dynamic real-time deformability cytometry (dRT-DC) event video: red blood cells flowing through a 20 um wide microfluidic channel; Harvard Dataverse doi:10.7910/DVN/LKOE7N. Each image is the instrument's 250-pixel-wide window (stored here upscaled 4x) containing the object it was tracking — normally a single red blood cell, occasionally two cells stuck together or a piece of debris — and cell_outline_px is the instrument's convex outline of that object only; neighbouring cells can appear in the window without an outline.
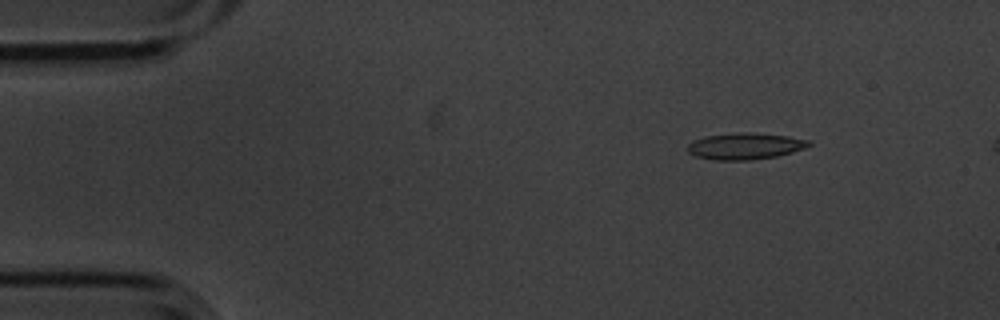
{"species": "common noctule bat (a hibernating species)", "species_latin": "Nyctalus noctula", "temperature_condition": "cold", "stored_images_in_passage": 11, "camera_frame_rate_fps": 3000, "um_per_image_px": 0.085, "animal": {"sex": "male", "body_mass_g": 20.1, "forearm_length_mm": 53.5}, "frame": {"image": 1, "passage_image": 2, "time_ms": 0.333, "image_size_px": [1000, 320], "cell_outline_px": [[812, 144], [804, 148], [792, 152], [776, 156], [748, 160], [712, 160], [696, 156], [688, 152], [688, 144], [692, 140], [704, 136], [740, 132], [756, 132], [788, 136], [808, 140]], "centroid_in_image_um": [63.3, 12.41], "position_along_channel_um": 21.7, "area_um2": 18.79}}
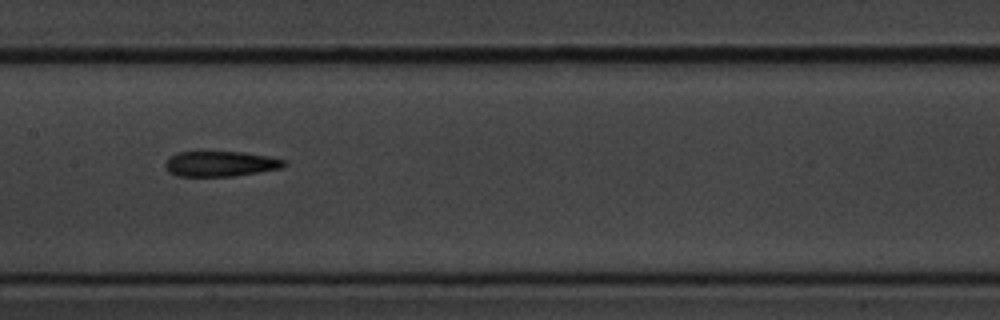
{"frame": {"image": 2, "passage_image": 8, "time_ms": 2.333, "image_size_px": [1000, 320], "cell_outline_px": [[288, 164], [280, 168], [232, 176], [176, 176], [168, 172], [164, 168], [164, 164], [176, 152], [244, 152], [268, 156], [284, 160]], "centroid_in_image_um": [18.7, 13.92], "position_along_channel_um": 188.7, "area_um2": 17.4}}
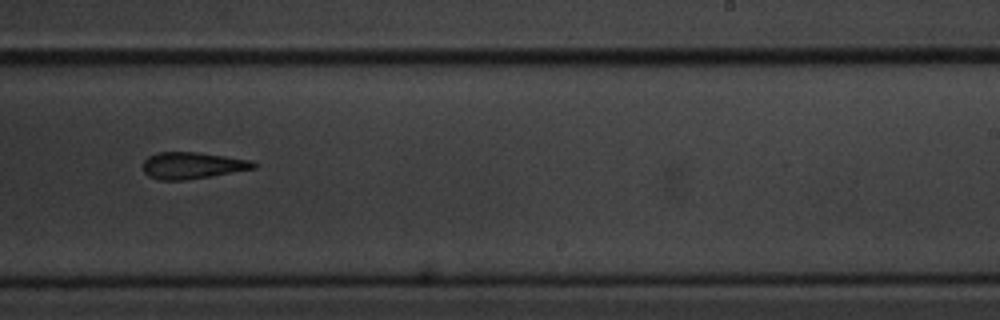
{"frame": {"image": 3, "passage_image": 10, "time_ms": 3.0, "image_size_px": [1000, 320], "cell_outline_px": [[256, 168], [212, 176], [184, 180], [160, 180], [148, 176], [144, 172], [144, 160], [148, 156], [156, 152], [196, 152], [252, 160], [256, 164]], "centroid_in_image_um": [16.34, 14.06], "position_along_channel_um": 272.7, "area_um2": 17.17}}